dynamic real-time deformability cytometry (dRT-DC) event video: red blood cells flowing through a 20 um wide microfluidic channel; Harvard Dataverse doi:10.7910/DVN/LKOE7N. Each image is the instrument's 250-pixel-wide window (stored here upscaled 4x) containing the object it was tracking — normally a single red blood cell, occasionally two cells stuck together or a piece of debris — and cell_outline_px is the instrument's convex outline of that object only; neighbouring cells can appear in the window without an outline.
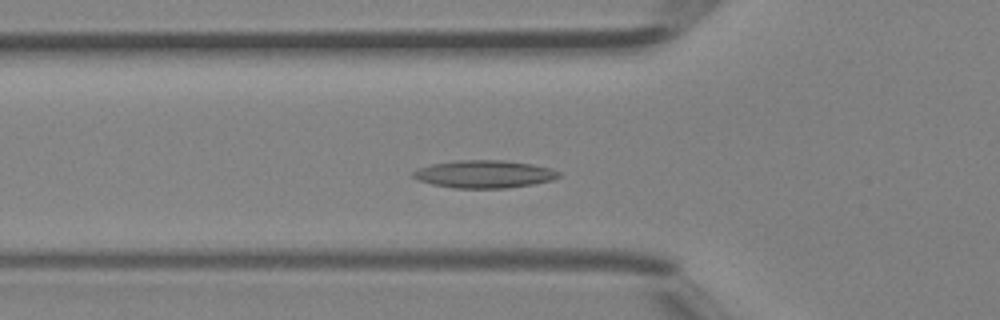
{"species": "Egyptian fruit bat (a non-hibernating species)", "species_latin": "Rousettus aegyptiacus", "temperature_condition": "room temperature", "stored_images_in_passage": 34, "camera_frame_rate_fps": 3000, "um_per_image_px": 0.085, "animal": {"sex": "female"}, "frame": {"image": 1, "passage_image": 7, "time_ms": 2.0, "image_size_px": [1000, 320], "cell_outline_px": [[560, 176], [552, 180], [532, 184], [504, 188], [452, 188], [432, 184], [420, 180], [412, 176], [412, 172], [416, 168], [432, 164], [456, 160], [500, 160], [532, 164], [552, 168], [560, 172]], "centroid_in_image_um": [41.15, 14.79], "position_along_channel_um": 84.7, "area_um2": 23.47}}
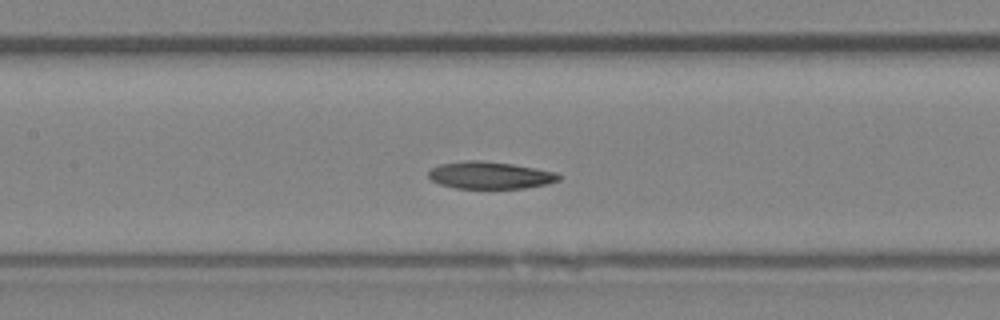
{"frame": {"image": 2, "passage_image": 12, "time_ms": 3.667, "image_size_px": [1000, 320], "cell_outline_px": [[560, 180], [548, 184], [524, 188], [456, 188], [440, 184], [432, 180], [428, 176], [428, 172], [432, 168], [440, 164], [464, 160], [480, 160], [512, 164], [536, 168], [556, 172], [560, 176]], "centroid_in_image_um": [41.66, 14.89], "position_along_channel_um": 165.7, "area_um2": 20.63}}
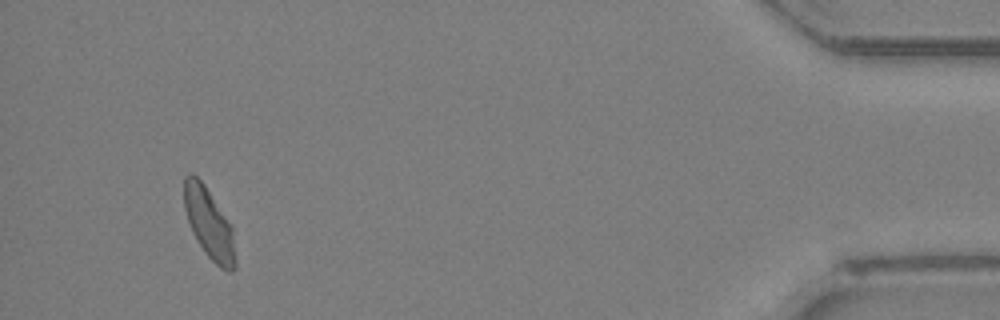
{"frame": {"image": 3, "passage_image": 32, "time_ms": 10.333, "image_size_px": [1000, 320], "cell_outline_px": [[236, 268], [232, 272], [228, 272], [220, 268], [208, 256], [192, 232], [184, 208], [184, 176], [188, 172], [192, 172], [204, 184], [232, 224], [236, 264]], "centroid_in_image_um": [17.78, 18.99], "position_along_channel_um": 417.4, "area_um2": 21.15}}